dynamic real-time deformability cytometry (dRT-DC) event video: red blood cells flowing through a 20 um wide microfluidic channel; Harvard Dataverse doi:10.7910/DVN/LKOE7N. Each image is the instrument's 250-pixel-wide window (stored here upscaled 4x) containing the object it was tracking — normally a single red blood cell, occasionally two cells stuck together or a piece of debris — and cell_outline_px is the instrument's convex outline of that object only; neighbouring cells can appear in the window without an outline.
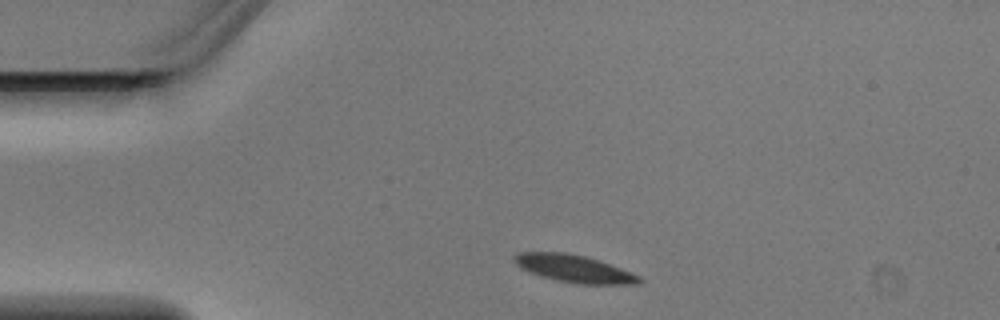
{"species": "Egyptian fruit bat (a non-hibernating species)", "species_latin": "Rousettus aegyptiacus", "temperature_condition": "warm", "stored_images_in_passage": 2, "camera_frame_rate_fps": 3000, "um_per_image_px": 0.085, "animal": {"sex": "male"}, "frame": {"image": 1, "passage_image": 1, "time_ms": 0.0, "image_size_px": [1000, 320], "cell_outline_px": [[644, 280], [636, 284], [576, 284], [556, 280], [528, 272], [520, 268], [512, 260], [520, 252], [568, 252], [584, 256], [620, 268], [640, 276]], "centroid_in_image_um": [48.78, 22.84], "position_along_channel_um": 36.2, "area_um2": 19.83}}